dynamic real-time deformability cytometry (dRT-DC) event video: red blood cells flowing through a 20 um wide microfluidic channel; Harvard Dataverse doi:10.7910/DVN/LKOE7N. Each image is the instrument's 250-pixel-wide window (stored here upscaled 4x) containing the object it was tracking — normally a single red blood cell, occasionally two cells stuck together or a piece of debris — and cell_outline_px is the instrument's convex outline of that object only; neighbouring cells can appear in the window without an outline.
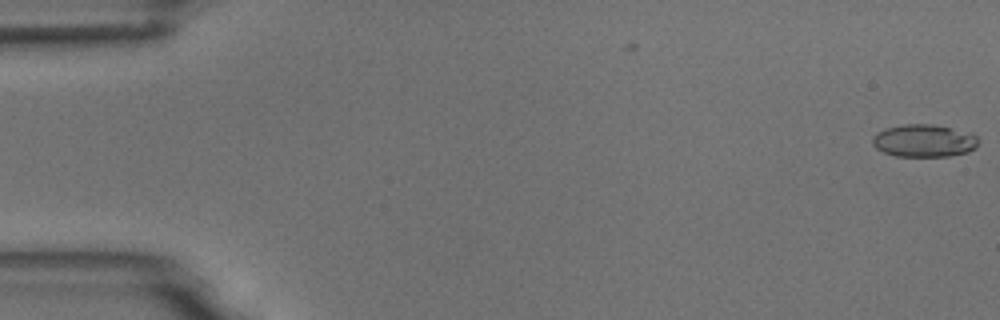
{"species": "common noctule bat (a hibernating species)", "species_latin": "Nyctalus noctula", "temperature_condition": "room temperature", "stored_images_in_passage": 2, "camera_frame_rate_fps": 3000, "um_per_image_px": 0.085, "animal": {"sex": "male", "body_mass_g": 18.8}, "frame": {"image": 1, "passage_image": 2, "time_ms": 1.0, "image_size_px": [1000, 320], "cell_outline_px": [[976, 148], [968, 152], [948, 156], [896, 156], [884, 152], [876, 148], [872, 144], [872, 136], [876, 132], [888, 128], [904, 124], [932, 124], [972, 132], [976, 136]], "centroid_in_image_um": [78.53, 11.95], "position_along_channel_um": 6.5, "area_um2": 20.11}}